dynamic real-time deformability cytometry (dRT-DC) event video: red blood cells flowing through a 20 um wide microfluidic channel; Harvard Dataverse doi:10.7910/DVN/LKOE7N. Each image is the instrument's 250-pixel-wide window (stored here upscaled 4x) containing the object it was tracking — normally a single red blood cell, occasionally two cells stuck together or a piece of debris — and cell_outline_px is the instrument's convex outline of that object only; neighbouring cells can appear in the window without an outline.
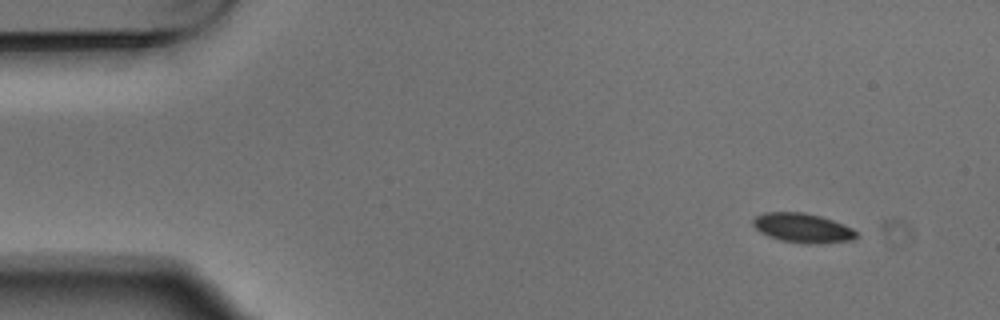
{"species": "Egyptian fruit bat (a non-hibernating species)", "species_latin": "Rousettus aegyptiacus", "temperature_condition": "warm", "stored_images_in_passage": 4, "camera_frame_rate_fps": 3000, "um_per_image_px": 0.085, "animal": {"sex": "male"}, "frame": {"image": 1, "passage_image": 1, "time_ms": 0.0, "image_size_px": [1000, 320], "cell_outline_px": [[856, 236], [852, 240], [812, 244], [804, 244], [780, 240], [768, 236], [760, 232], [752, 224], [752, 220], [756, 216], [764, 212], [804, 212], [820, 216], [832, 220], [852, 228], [856, 232]], "centroid_in_image_um": [68.18, 19.37], "position_along_channel_um": 16.8, "area_um2": 17.63}}
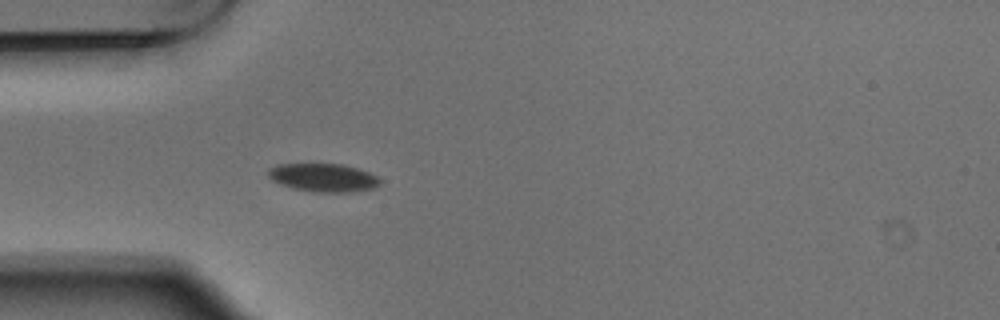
{"frame": {"image": 2, "passage_image": 4, "time_ms": 1.0, "image_size_px": [1000, 320], "cell_outline_px": [[380, 184], [372, 188], [348, 192], [312, 192], [292, 188], [280, 184], [272, 180], [268, 176], [268, 168], [276, 164], [344, 164], [368, 172], [376, 176], [380, 180]], "centroid_in_image_um": [27.43, 15.09], "position_along_channel_um": 57.6, "area_um2": 18.38}}